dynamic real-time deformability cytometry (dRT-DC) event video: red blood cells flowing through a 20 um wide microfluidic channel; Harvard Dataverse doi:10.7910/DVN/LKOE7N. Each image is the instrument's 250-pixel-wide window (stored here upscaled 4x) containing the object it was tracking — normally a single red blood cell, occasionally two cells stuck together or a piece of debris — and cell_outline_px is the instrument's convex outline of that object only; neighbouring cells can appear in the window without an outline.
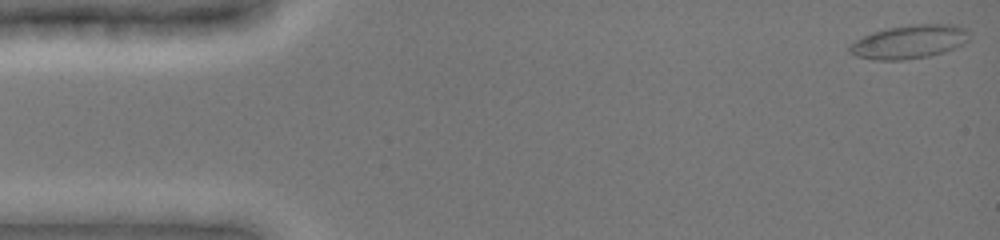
{"species": "common noctule bat (a hibernating species)", "species_latin": "Nyctalus noctula", "temperature_condition": "cold", "stored_images_in_passage": 52, "camera_frame_rate_fps": 3000, "um_per_image_px": 0.085, "animal": {"sex": "female", "body_mass_g": 19.0, "forearm_length_mm": 51.5}, "frame": {"image": 1, "passage_image": 1, "time_ms": 0.0, "image_size_px": [1000, 240], "cell_outline_px": [[968, 40], [964, 44], [956, 48], [944, 52], [928, 56], [900, 60], [872, 60], [856, 56], [848, 52], [848, 48], [856, 40], [872, 32], [888, 28], [908, 24], [956, 24], [968, 28]], "centroid_in_image_um": [77.32, 3.54], "position_along_channel_um": 7.7, "area_um2": 23.64}}
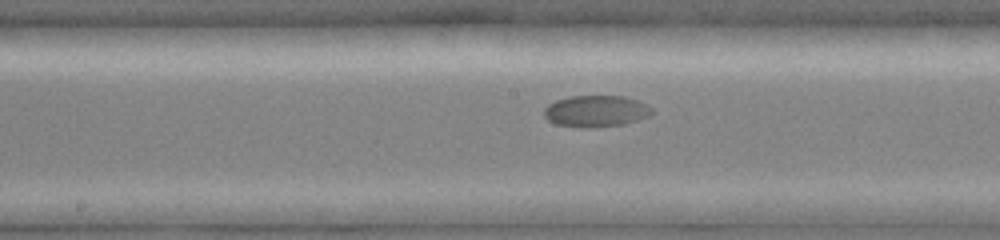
{"frame": {"image": 2, "passage_image": 27, "time_ms": 8.667, "image_size_px": [1000, 240], "cell_outline_px": [[652, 112], [648, 116], [624, 124], [592, 128], [580, 128], [556, 124], [548, 120], [544, 116], [544, 108], [548, 104], [556, 100], [568, 96], [624, 96], [648, 104], [652, 108]], "centroid_in_image_um": [50.63, 9.45], "position_along_channel_um": 197.6, "area_um2": 19.94}}
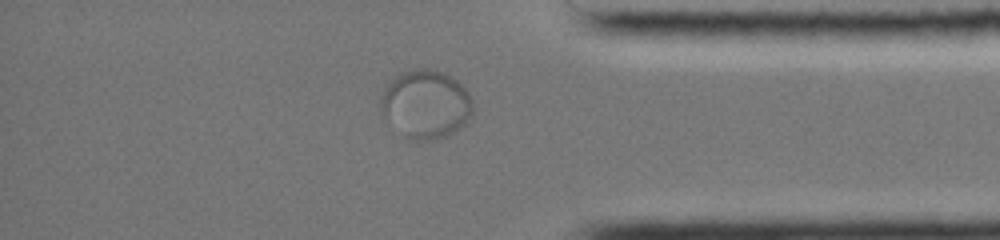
{"frame": {"image": 3, "passage_image": 44, "time_ms": 14.333, "image_size_px": [1000, 240], "cell_outline_px": [[472, 116], [460, 128], [448, 136], [436, 140], [408, 140], [384, 120], [380, 112], [380, 96], [384, 88], [396, 72], [412, 68], [432, 68], [444, 72], [452, 76], [468, 92], [472, 100]], "centroid_in_image_um": [36.14, 8.85], "position_along_channel_um": 399.1, "area_um2": 37.86}}